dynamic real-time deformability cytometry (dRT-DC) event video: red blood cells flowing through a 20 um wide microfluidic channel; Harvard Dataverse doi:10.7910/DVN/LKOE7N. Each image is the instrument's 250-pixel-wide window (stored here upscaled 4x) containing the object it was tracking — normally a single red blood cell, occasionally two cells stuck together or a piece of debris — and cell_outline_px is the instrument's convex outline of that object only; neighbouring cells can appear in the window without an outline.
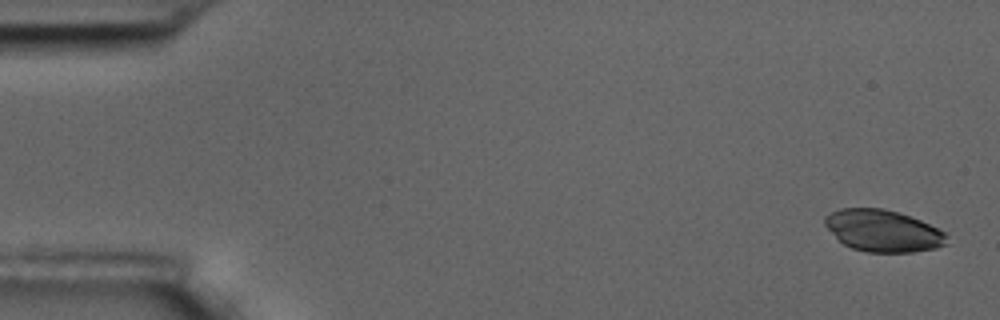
{"species": "common noctule bat (a hibernating species)", "species_latin": "Nyctalus noctula", "temperature_condition": "room temperature", "stored_images_in_passage": 5, "camera_frame_rate_fps": 3000, "um_per_image_px": 0.085, "animal": {"sex": "male", "body_mass_g": 17.5, "forearm_length_mm": 52.3}, "frame": {"image": 1, "passage_image": 1, "time_ms": 0.0, "image_size_px": [1000, 320], "cell_outline_px": [[948, 244], [936, 248], [912, 252], [868, 252], [852, 248], [844, 244], [824, 224], [824, 216], [840, 208], [884, 208], [920, 220], [944, 232], [948, 236]], "centroid_in_image_um": [75.06, 19.62], "position_along_channel_um": 9.9, "area_um2": 29.48}}
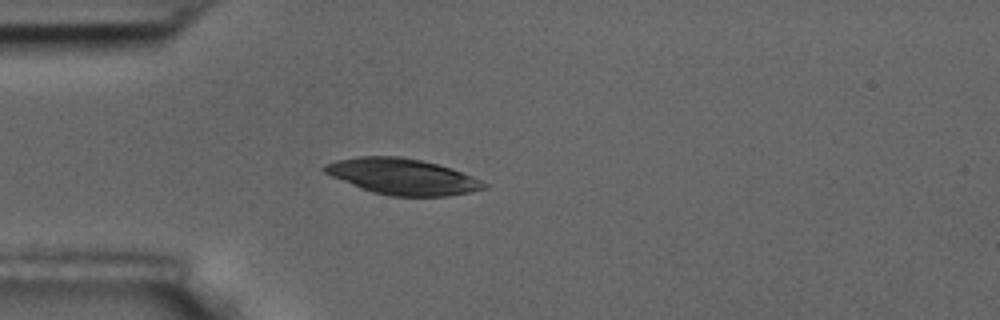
{"frame": {"image": 2, "passage_image": 5, "time_ms": 1.333, "image_size_px": [1000, 320], "cell_outline_px": [[488, 188], [448, 196], [392, 196], [372, 192], [360, 188], [332, 176], [324, 172], [320, 168], [324, 164], [336, 160], [360, 156], [400, 156], [420, 160], [452, 168], [472, 176], [488, 184]], "centroid_in_image_um": [34.19, 15.0], "position_along_channel_um": 50.8, "area_um2": 33.35}}